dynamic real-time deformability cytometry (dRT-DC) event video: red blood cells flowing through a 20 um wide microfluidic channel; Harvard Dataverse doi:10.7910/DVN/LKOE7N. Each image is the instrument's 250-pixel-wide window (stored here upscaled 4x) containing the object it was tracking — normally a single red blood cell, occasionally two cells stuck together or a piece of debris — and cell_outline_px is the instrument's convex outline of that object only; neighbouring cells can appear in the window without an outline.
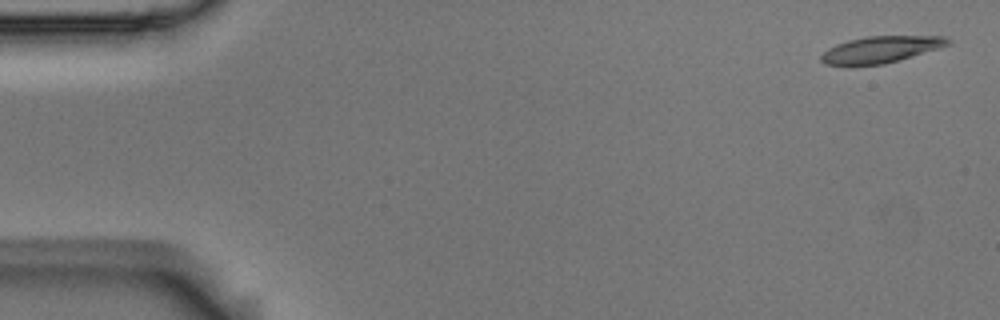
{"species": "Egyptian fruit bat (a non-hibernating species)", "species_latin": "Rousettus aegyptiacus", "temperature_condition": "room temperature", "stored_images_in_passage": 4, "camera_frame_rate_fps": 3000, "um_per_image_px": 0.085, "animal": {"sex": "male"}, "frame": {"image": 1, "passage_image": 1, "time_ms": 0.0, "image_size_px": [1000, 320], "cell_outline_px": [[952, 44], [884, 64], [848, 68], [824, 64], [820, 60], [820, 56], [828, 48], [836, 44], [848, 40], [868, 36], [944, 36], [952, 40]], "centroid_in_image_um": [74.78, 4.24], "position_along_channel_um": 10.2, "area_um2": 20.17}}
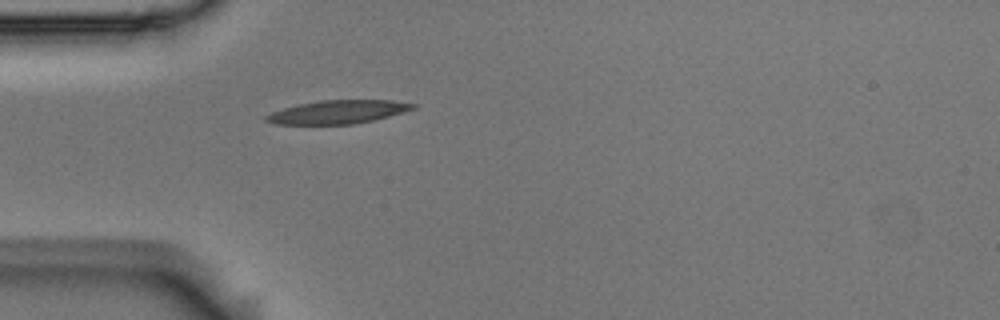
{"frame": {"image": 2, "passage_image": 4, "time_ms": 1.0, "image_size_px": [1000, 320], "cell_outline_px": [[416, 108], [388, 116], [372, 120], [352, 124], [276, 124], [264, 120], [264, 116], [272, 112], [284, 108], [300, 104], [320, 100], [392, 100], [416, 104]], "centroid_in_image_um": [28.71, 9.51], "position_along_channel_um": 56.3, "area_um2": 19.77}}